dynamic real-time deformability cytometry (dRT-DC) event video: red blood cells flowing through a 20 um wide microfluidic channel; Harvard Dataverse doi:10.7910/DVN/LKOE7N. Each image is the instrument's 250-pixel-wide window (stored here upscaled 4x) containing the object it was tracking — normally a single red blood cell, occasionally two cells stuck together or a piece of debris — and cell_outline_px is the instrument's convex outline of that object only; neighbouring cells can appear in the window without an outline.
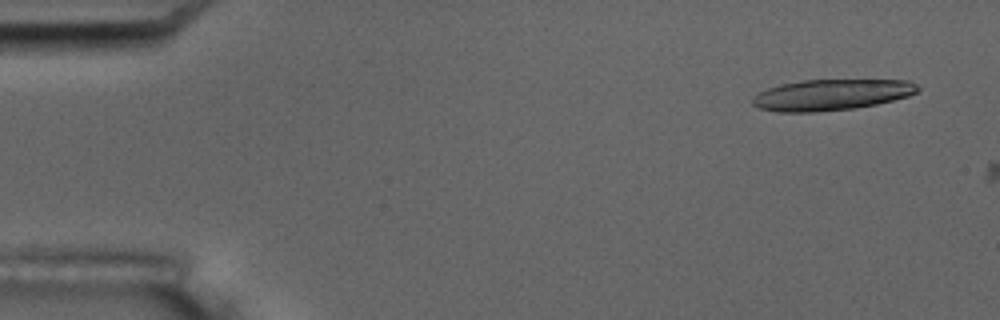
{"species": "common noctule bat (a hibernating species)", "species_latin": "Nyctalus noctula", "temperature_condition": "room temperature", "stored_images_in_passage": 2, "camera_frame_rate_fps": 3000, "um_per_image_px": 0.085, "animal": {"sex": "male", "body_mass_g": 17.5, "forearm_length_mm": 52.3}, "frame": {"image": 1, "passage_image": 1, "time_ms": 0.0, "image_size_px": [1000, 320], "cell_outline_px": [[920, 88], [916, 92], [908, 96], [876, 104], [856, 108], [816, 112], [776, 112], [760, 108], [752, 104], [752, 96], [768, 88], [780, 84], [800, 80], [908, 80], [916, 84]], "centroid_in_image_um": [70.64, 8.06], "position_along_channel_um": 14.4, "area_um2": 29.88}}